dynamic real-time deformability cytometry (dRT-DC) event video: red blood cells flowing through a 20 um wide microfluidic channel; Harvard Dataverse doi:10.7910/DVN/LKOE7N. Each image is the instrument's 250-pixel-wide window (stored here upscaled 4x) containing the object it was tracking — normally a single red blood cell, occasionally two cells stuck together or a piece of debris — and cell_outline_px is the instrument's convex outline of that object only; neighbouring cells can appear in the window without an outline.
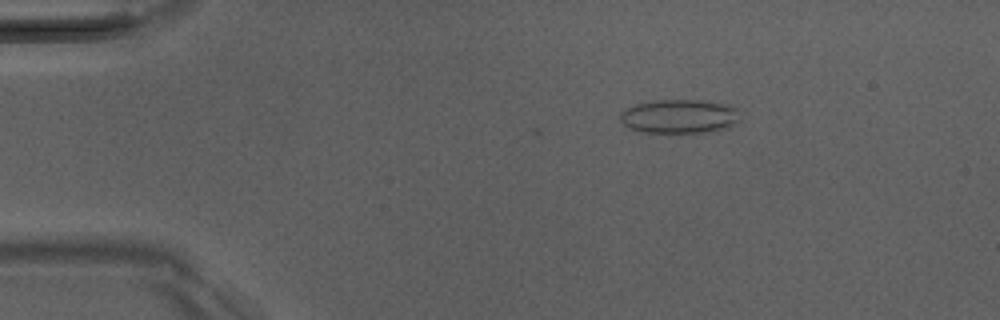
{"species": "Egyptian fruit bat (a non-hibernating species)", "species_latin": "Rousettus aegyptiacus", "temperature_condition": "room temperature", "stored_images_in_passage": 8, "camera_frame_rate_fps": 3000, "um_per_image_px": 0.085, "animal": {"sex": "male"}, "frame": {"image": 1, "passage_image": 6, "time_ms": 1.667, "image_size_px": [1000, 320], "cell_outline_px": [[736, 124], [728, 128], [708, 132], [640, 132], [624, 124], [620, 120], [620, 112], [636, 104], [656, 100], [700, 100], [732, 104], [736, 120]], "centroid_in_image_um": [57.72, 9.89], "position_along_channel_um": 27.3, "area_um2": 23.41}}